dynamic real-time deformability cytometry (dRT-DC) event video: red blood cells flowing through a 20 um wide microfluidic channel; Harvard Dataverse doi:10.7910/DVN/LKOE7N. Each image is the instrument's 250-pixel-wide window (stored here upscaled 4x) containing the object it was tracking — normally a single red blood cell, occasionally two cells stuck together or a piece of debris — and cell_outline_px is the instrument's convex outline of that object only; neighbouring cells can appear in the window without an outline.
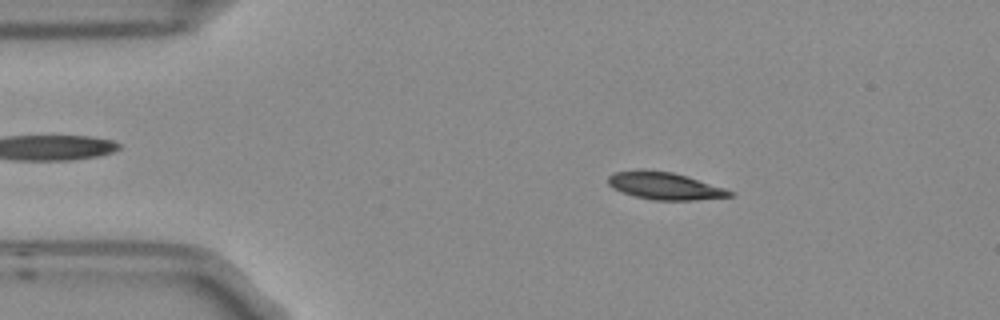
{"species": "Egyptian fruit bat (a non-hibernating species)", "species_latin": "Rousettus aegyptiacus", "temperature_condition": "room temperature", "stored_images_in_passage": 5, "camera_frame_rate_fps": 3000, "um_per_image_px": 0.085, "frame": {"image": 1, "passage_image": 2, "time_ms": 0.333, "image_size_px": [1000, 320], "cell_outline_px": [[736, 196], [696, 200], [652, 200], [620, 192], [612, 188], [608, 184], [608, 176], [612, 172], [640, 168], [672, 172], [688, 176], [736, 192]], "centroid_in_image_um": [56.49, 15.79], "position_along_channel_um": 28.5, "area_um2": 19.83}}
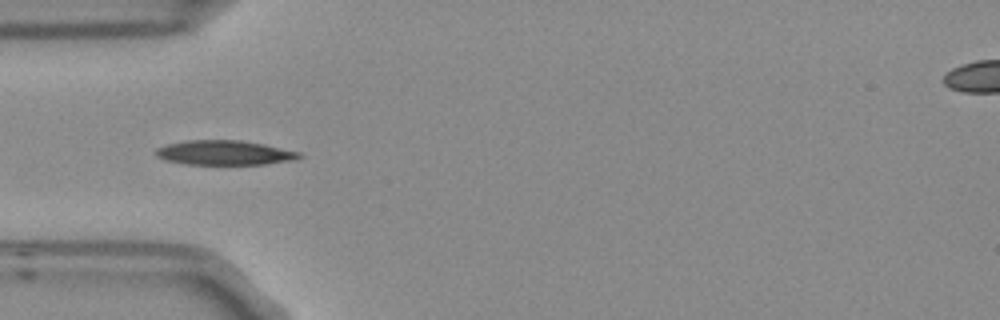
{"frame": {"image": 2, "passage_image": 4, "time_ms": 1.0, "image_size_px": [1000, 320], "cell_outline_px": [[304, 156], [296, 160], [268, 164], [184, 164], [164, 160], [156, 156], [156, 148], [168, 144], [188, 140], [240, 140], [264, 144], [300, 152]], "centroid_in_image_um": [19.11, 12.99], "position_along_channel_um": 65.9, "area_um2": 20.63}}